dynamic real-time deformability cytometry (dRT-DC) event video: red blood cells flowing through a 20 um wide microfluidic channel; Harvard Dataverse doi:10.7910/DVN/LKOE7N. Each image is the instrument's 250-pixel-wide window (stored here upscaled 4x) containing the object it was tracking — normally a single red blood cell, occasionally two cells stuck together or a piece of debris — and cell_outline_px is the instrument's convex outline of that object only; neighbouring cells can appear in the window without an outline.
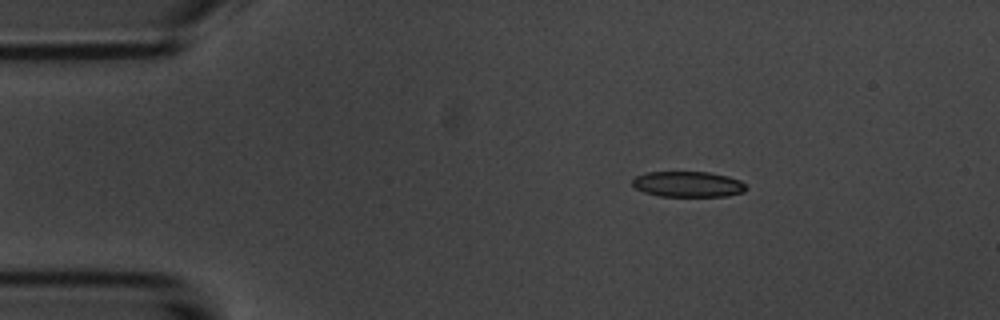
{"species": "common noctule bat (a hibernating species)", "species_latin": "Nyctalus noctula", "temperature_condition": "room temperature", "stored_images_in_passage": 3, "camera_frame_rate_fps": 3000, "um_per_image_px": 0.085, "animal": {"sex": "male", "body_mass_g": 20.1, "forearm_length_mm": 53.5}, "frame": {"image": 1, "passage_image": 1, "time_ms": 0.0, "image_size_px": [1000, 320], "cell_outline_px": [[748, 188], [744, 192], [728, 196], [660, 196], [644, 192], [636, 188], [632, 184], [632, 180], [636, 176], [648, 172], [708, 172], [728, 176], [740, 180]], "centroid_in_image_um": [58.5, 15.66], "position_along_channel_um": 26.5, "area_um2": 16.99}}
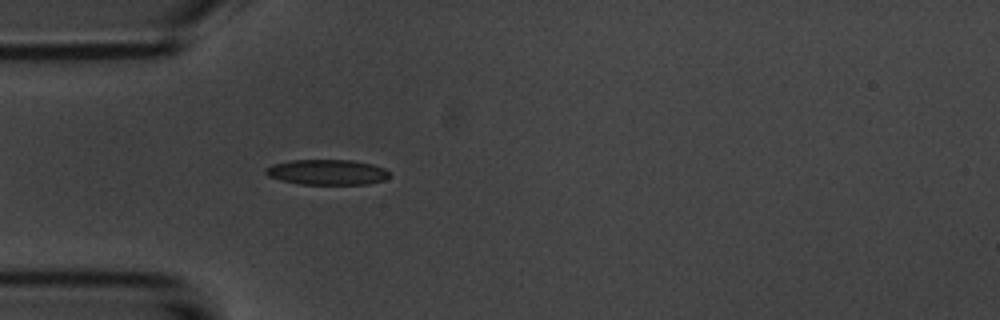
{"frame": {"image": 2, "passage_image": 3, "time_ms": 2.333, "image_size_px": [1000, 320], "cell_outline_px": [[388, 176], [384, 180], [368, 184], [300, 184], [280, 180], [268, 176], [264, 172], [264, 168], [272, 164], [292, 160], [352, 160], [372, 164], [384, 168], [388, 172]], "centroid_in_image_um": [27.76, 14.63], "position_along_channel_um": 57.2, "area_um2": 18.26}}